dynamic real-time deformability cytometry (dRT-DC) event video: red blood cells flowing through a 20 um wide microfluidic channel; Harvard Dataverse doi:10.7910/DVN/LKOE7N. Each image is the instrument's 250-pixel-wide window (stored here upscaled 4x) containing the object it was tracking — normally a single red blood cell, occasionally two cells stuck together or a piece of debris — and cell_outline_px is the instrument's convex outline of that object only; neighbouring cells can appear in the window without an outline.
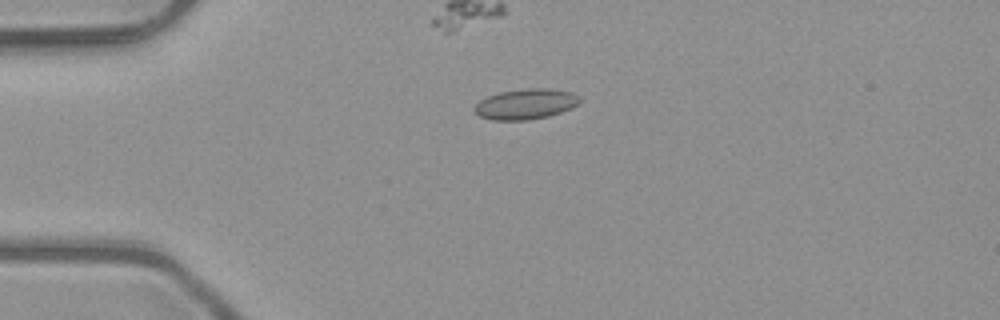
{"species": "common noctule bat (a hibernating species)", "species_latin": "Nyctalus noctula", "temperature_condition": "room temperature", "stored_images_in_passage": 10, "camera_frame_rate_fps": 3000, "um_per_image_px": 0.085, "animal": {"sex": "male", "body_mass_g": 23.1, "forearm_length_mm": 52.7}, "frame": {"image": 1, "passage_image": 4, "time_ms": 1.0, "image_size_px": [1000, 320], "cell_outline_px": [[580, 104], [572, 108], [548, 116], [528, 120], [492, 120], [480, 116], [472, 108], [480, 100], [488, 96], [500, 92], [528, 88], [548, 88], [572, 92], [580, 96]], "centroid_in_image_um": [44.71, 8.84], "position_along_channel_um": 40.3, "area_um2": 18.73}}
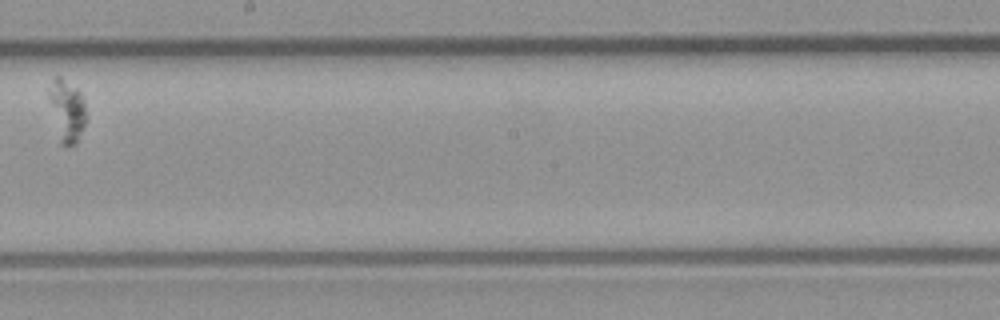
{"frame": {"image": 2, "passage_image": 9, "time_ms": 2.667, "image_size_px": [1000, 320], "cell_outline_px": [[88, 116], [76, 144], [60, 144], [48, 96], [48, 92], [52, 80], [56, 76], [60, 76], [76, 88], [80, 92]], "centroid_in_image_um": [5.7, 9.38], "position_along_channel_um": 242.5, "area_um2": 13.29}}
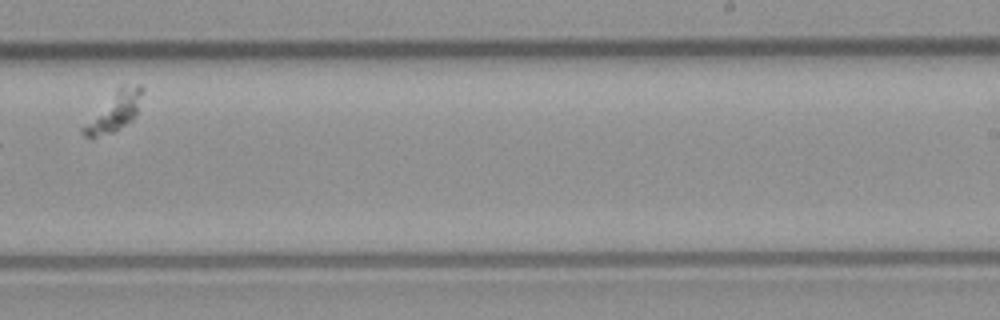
{"frame": {"image": 3, "passage_image": 10, "time_ms": 3.0, "image_size_px": [1000, 320], "cell_outline_px": [[144, 88], [136, 116], [132, 120], [112, 132], [96, 136], [84, 136], [80, 132], [80, 128], [116, 88], [120, 84], [140, 84]], "centroid_in_image_um": [9.74, 9.42], "position_along_channel_um": 279.3, "area_um2": 13.47}}